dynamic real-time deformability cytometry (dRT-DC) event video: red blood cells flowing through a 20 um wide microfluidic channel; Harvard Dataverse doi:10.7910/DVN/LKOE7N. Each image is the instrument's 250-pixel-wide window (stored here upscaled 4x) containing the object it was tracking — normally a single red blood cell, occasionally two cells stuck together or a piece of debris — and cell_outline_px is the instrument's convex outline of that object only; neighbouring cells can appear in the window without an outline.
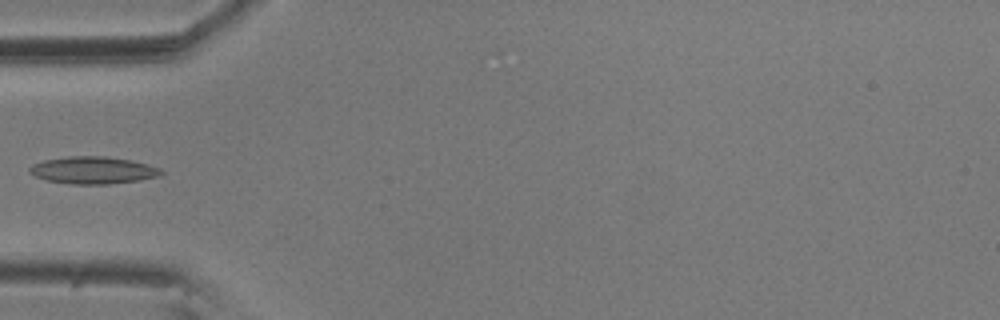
{"species": "common noctule bat (a hibernating species)", "species_latin": "Nyctalus noctula", "temperature_condition": "room temperature", "stored_images_in_passage": 5, "camera_frame_rate_fps": 3000, "um_per_image_px": 0.085, "animal": {"sex": "male", "body_mass_g": 20.5, "forearm_length_mm": 52.5}, "frame": {"image": 1, "passage_image": 5, "time_ms": 1.333, "image_size_px": [1000, 320], "cell_outline_px": [[164, 172], [160, 176], [140, 180], [108, 184], [72, 184], [48, 180], [36, 176], [28, 172], [28, 168], [32, 164], [44, 160], [68, 156], [104, 156], [128, 160], [148, 164], [160, 168]], "centroid_in_image_um": [7.91, 14.47], "position_along_channel_um": 77.1, "area_um2": 20.81}}